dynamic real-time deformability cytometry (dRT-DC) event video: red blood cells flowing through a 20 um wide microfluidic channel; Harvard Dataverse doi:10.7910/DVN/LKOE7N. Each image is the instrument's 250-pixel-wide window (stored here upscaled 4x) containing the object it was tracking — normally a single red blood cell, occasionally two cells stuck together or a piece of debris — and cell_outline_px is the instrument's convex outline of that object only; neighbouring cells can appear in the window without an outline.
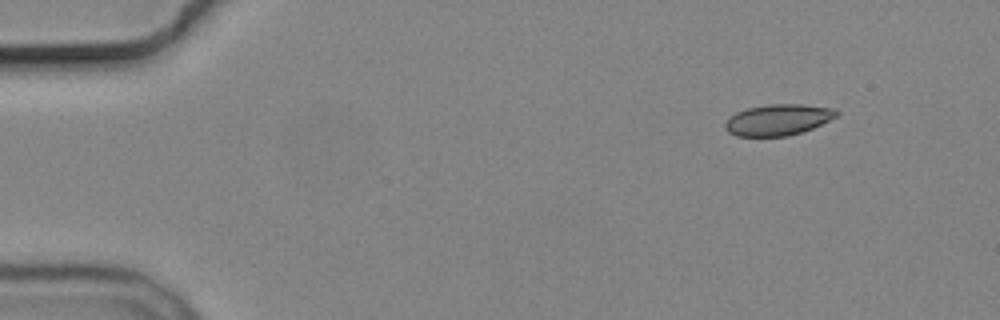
{"species": "common noctule bat (a hibernating species)", "species_latin": "Nyctalus noctula", "temperature_condition": "cold", "stored_images_in_passage": 8, "camera_frame_rate_fps": 3000, "um_per_image_px": 0.085, "animal": {"sex": "male", "body_mass_g": 19.2, "forearm_length_mm": 51.8}, "frame": {"image": 1, "passage_image": 1, "time_ms": 0.0, "image_size_px": [1000, 320], "cell_outline_px": [[840, 112], [836, 116], [812, 128], [788, 136], [736, 136], [728, 132], [724, 128], [724, 124], [728, 116], [736, 112], [748, 108], [768, 104], [804, 104], [836, 108]], "centroid_in_image_um": [66.11, 10.17], "position_along_channel_um": 18.9, "area_um2": 20.29}}
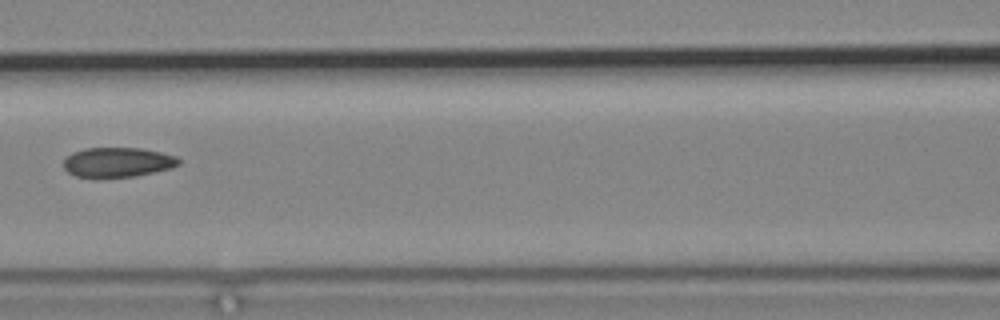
{"frame": {"image": 2, "passage_image": 5, "time_ms": 6.333, "image_size_px": [1000, 320], "cell_outline_px": [[180, 164], [172, 168], [136, 176], [76, 176], [68, 172], [64, 168], [64, 160], [72, 152], [84, 148], [140, 148], [160, 152], [176, 156], [180, 160]], "centroid_in_image_um": [10.03, 13.77], "position_along_channel_um": 156.6, "area_um2": 19.65}}
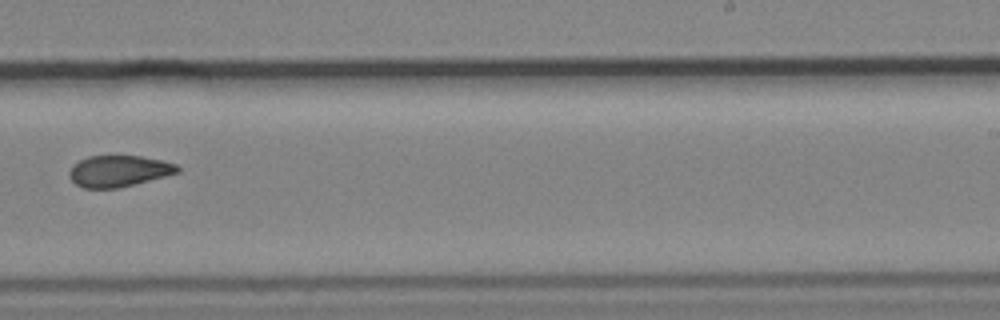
{"frame": {"image": 3, "passage_image": 8, "time_ms": 9.667, "image_size_px": [1000, 320], "cell_outline_px": [[180, 172], [116, 188], [84, 188], [76, 184], [68, 176], [68, 172], [72, 164], [88, 156], [140, 156], [160, 160], [176, 164], [180, 168]], "centroid_in_image_um": [10.05, 14.53], "position_along_channel_um": 279.0, "area_um2": 19.54}}